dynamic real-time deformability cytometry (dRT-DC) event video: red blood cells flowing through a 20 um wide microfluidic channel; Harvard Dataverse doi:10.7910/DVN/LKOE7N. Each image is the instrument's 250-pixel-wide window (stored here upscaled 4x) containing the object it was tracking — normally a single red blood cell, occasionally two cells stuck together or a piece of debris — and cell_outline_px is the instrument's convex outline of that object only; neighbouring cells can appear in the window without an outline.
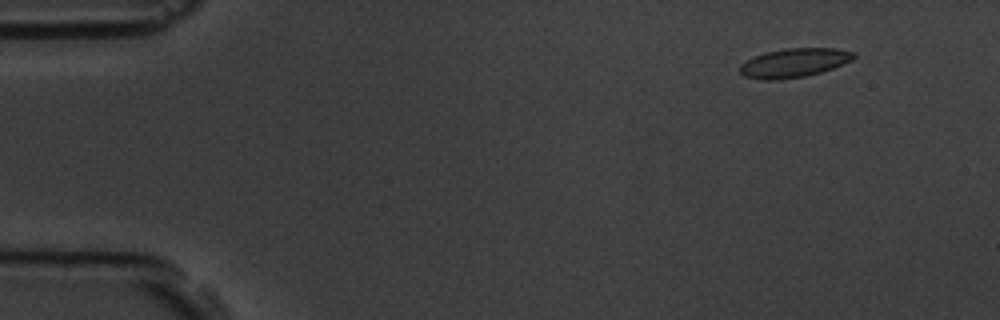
{"species": "common noctule bat (a hibernating species)", "species_latin": "Nyctalus noctula", "temperature_condition": "room temperature", "stored_images_in_passage": 6, "segment_of_instrument_passage": [2, 2], "camera_frame_rate_fps": 3000, "um_per_image_px": 0.085, "animal": {"sex": "male", "body_mass_g": 19.5, "forearm_length_mm": 54.6}, "frame": {"image": 1, "passage_image": 6, "time_ms": 6.667, "image_size_px": [1000, 320], "cell_outline_px": [[856, 56], [852, 60], [832, 68], [820, 72], [804, 76], [776, 80], [764, 80], [744, 76], [740, 72], [740, 64], [764, 52], [784, 48], [836, 48], [856, 52]], "centroid_in_image_um": [67.51, 5.33], "position_along_channel_um": 17.5, "area_um2": 19.13}}